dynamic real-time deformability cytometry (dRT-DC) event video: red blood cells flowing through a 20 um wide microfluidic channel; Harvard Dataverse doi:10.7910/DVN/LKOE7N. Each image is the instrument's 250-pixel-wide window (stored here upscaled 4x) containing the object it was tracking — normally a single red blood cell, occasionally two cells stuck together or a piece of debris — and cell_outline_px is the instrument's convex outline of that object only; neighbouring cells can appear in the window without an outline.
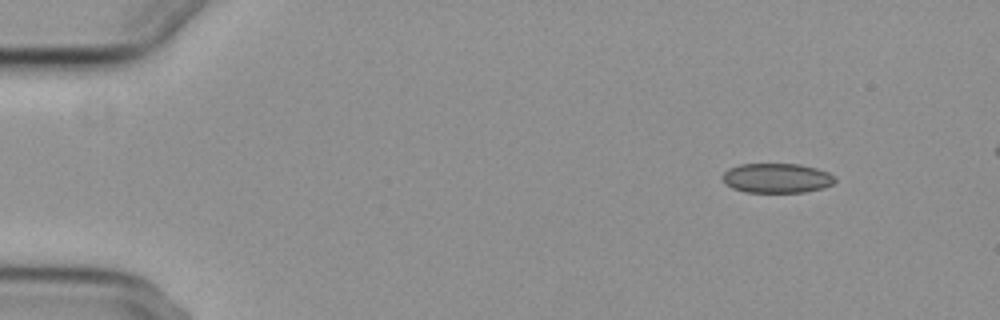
{"species": "common noctule bat (a hibernating species)", "species_latin": "Nyctalus noctula", "temperature_condition": "cold", "stored_images_in_passage": 5, "camera_frame_rate_fps": 3000, "um_per_image_px": 0.085, "animal": {"sex": "female", "body_mass_g": 29.2, "forearm_length_mm": 56.3}, "frame": {"image": 1, "passage_image": 1, "time_ms": 0.0, "image_size_px": [1000, 320], "cell_outline_px": [[836, 180], [832, 184], [824, 188], [804, 192], [744, 192], [732, 188], [724, 184], [720, 176], [728, 168], [740, 164], [800, 164], [816, 168], [828, 172]], "centroid_in_image_um": [65.97, 15.14], "position_along_channel_um": 19.0, "area_um2": 19.59}}